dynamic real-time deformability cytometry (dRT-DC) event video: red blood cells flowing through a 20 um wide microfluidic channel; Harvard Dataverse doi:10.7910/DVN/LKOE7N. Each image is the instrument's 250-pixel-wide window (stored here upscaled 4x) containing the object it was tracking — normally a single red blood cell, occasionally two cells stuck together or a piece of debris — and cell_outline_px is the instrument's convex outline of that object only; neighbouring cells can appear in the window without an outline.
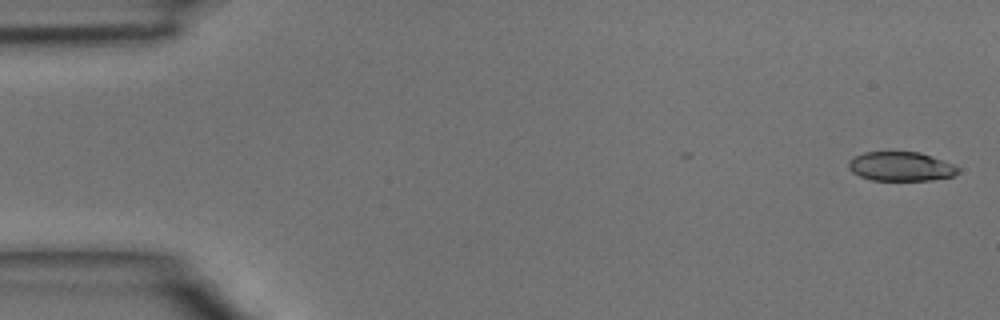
{"species": "common noctule bat (a hibernating species)", "species_latin": "Nyctalus noctula", "temperature_condition": "room temperature", "stored_images_in_passage": 3, "camera_frame_rate_fps": 3000, "um_per_image_px": 0.085, "animal": {"sex": "male", "body_mass_g": 15.6}, "frame": {"image": 1, "passage_image": 1, "time_ms": 0.0, "image_size_px": [1000, 320], "cell_outline_px": [[960, 172], [952, 176], [932, 180], [872, 180], [860, 176], [852, 172], [848, 168], [848, 164], [856, 156], [864, 152], [920, 152], [952, 164], [960, 168]], "centroid_in_image_um": [76.59, 14.15], "position_along_channel_um": 8.4, "area_um2": 18.44}}
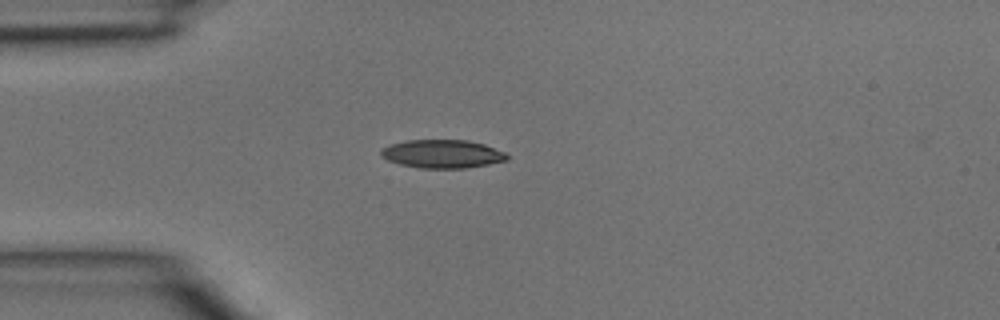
{"frame": {"image": 2, "passage_image": 3, "time_ms": 0.667, "image_size_px": [1000, 320], "cell_outline_px": [[508, 160], [488, 164], [464, 168], [420, 168], [400, 164], [388, 160], [380, 156], [380, 152], [388, 144], [408, 140], [468, 140], [484, 144], [504, 152], [508, 156]], "centroid_in_image_um": [37.58, 13.08], "position_along_channel_um": 47.4, "area_um2": 20.75}}